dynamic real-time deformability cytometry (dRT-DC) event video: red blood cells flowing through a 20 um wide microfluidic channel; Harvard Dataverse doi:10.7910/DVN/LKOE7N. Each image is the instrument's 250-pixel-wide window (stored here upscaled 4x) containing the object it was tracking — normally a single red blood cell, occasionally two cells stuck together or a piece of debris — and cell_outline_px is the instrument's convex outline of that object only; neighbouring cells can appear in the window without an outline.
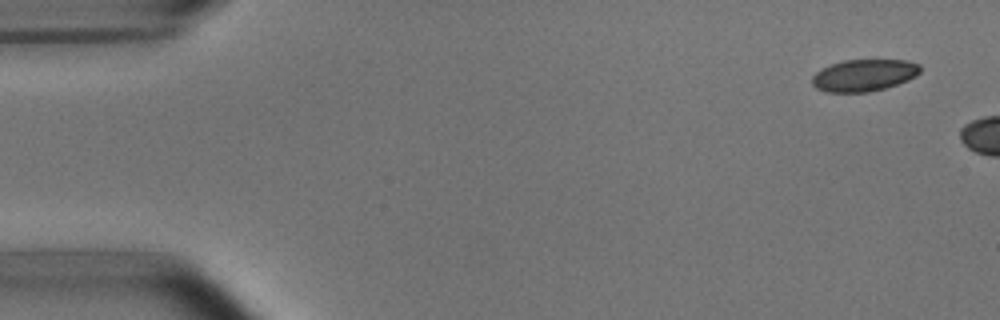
{"species": "common noctule bat (a hibernating species)", "species_latin": "Nyctalus noctula", "temperature_condition": "room temperature", "stored_images_in_passage": 5, "camera_frame_rate_fps": 3000, "um_per_image_px": 0.085, "animal": {"sex": "male", "body_mass_g": 15.6}, "frame": {"image": 1, "passage_image": 1, "time_ms": 0.0, "image_size_px": [1000, 320], "cell_outline_px": [[920, 72], [916, 76], [908, 80], [884, 88], [868, 92], [828, 92], [816, 88], [812, 84], [812, 76], [820, 68], [844, 60], [908, 60], [920, 64]], "centroid_in_image_um": [73.43, 6.39], "position_along_channel_um": 11.6, "area_um2": 20.11}}